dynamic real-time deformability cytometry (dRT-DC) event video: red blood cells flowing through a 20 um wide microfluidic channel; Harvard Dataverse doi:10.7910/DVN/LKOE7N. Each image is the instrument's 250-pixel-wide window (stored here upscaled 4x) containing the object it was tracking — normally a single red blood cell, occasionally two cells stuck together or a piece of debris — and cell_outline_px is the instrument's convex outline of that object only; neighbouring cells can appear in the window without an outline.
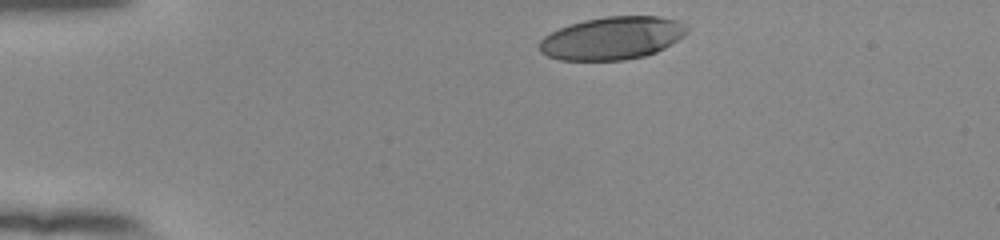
{"species": "human", "species_latin": "Homo sapiens", "temperature_condition": "room temperature", "stored_images_in_passage": 35, "camera_frame_rate_fps": 3000, "um_per_image_px": 0.085, "donor": {"sex": "female"}, "frame": {"image": 1, "passage_image": 1, "time_ms": 0.0, "image_size_px": [1000, 240], "cell_outline_px": [[688, 32], [684, 36], [672, 44], [656, 52], [644, 56], [624, 60], [560, 60], [548, 56], [540, 52], [540, 40], [544, 36], [568, 24], [584, 20], [604, 16], [660, 16], [680, 20], [688, 28]], "centroid_in_image_um": [52.07, 3.23], "position_along_channel_um": 32.9, "area_um2": 37.05}}
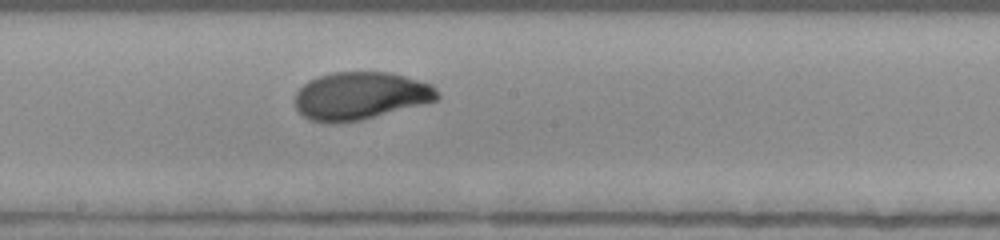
{"frame": {"image": 2, "passage_image": 20, "time_ms": 6.333, "image_size_px": [1000, 240], "cell_outline_px": [[440, 96], [436, 100], [424, 104], [360, 120], [336, 124], [332, 124], [308, 120], [296, 108], [296, 92], [308, 80], [316, 76], [332, 72], [388, 72], [404, 76], [432, 84], [440, 92]], "centroid_in_image_um": [30.63, 8.15], "position_along_channel_um": 217.6, "area_um2": 39.77}}
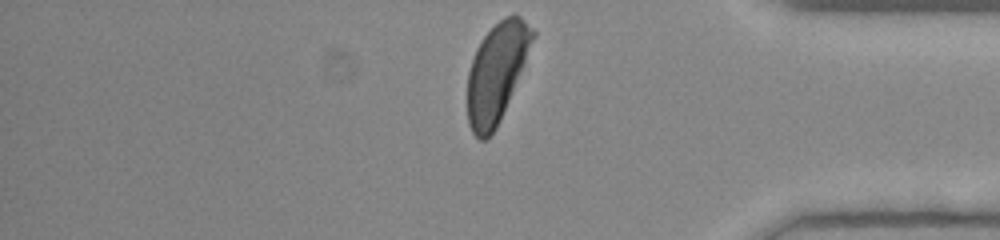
{"frame": {"image": 3, "passage_image": 35, "time_ms": 11.333, "image_size_px": [1000, 240], "cell_outline_px": [[536, 36], [500, 120], [496, 128], [484, 140], [480, 140], [472, 132], [468, 124], [468, 72], [476, 48], [484, 36], [504, 16], [520, 16], [536, 32]], "centroid_in_image_um": [42.21, 6.16], "position_along_channel_um": 393.0, "area_um2": 36.82}, "authors_computed_cell_mechanics": {"area_um2": 39.4774, "velocity_mm_per_s": 3.8783, "shape_relaxation_time_tau1_ms": 2.8243, "shape_relaxation_time_tau2_ms": null, "deformation_change_tau1": 0.1645, "deformation_change_tau2": null}}